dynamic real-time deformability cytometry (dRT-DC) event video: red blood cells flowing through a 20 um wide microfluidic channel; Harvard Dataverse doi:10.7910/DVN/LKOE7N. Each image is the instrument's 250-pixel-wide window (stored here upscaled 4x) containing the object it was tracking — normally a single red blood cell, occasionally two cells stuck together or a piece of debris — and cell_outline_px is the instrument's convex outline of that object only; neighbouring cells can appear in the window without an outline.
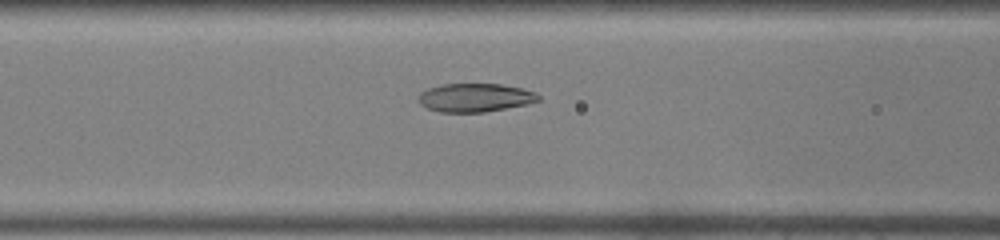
{"species": "common noctule bat (a hibernating species)", "species_latin": "Nyctalus noctula", "temperature_condition": "warm", "stored_images_in_passage": 36, "camera_frame_rate_fps": 3000, "um_per_image_px": 0.085, "animal": {"sex": "male", "body_mass_g": 19.0, "forearm_length_mm": 50.8}, "frame": {"image": 1, "passage_image": 10, "time_ms": 3.0, "image_size_px": [1000, 240], "cell_outline_px": [[540, 100], [528, 104], [484, 112], [440, 112], [428, 108], [420, 104], [416, 96], [420, 92], [428, 88], [444, 84], [500, 84], [520, 88], [536, 92], [540, 96]], "centroid_in_image_um": [40.36, 8.3], "position_along_channel_um": 126.2, "area_um2": 19.94}}
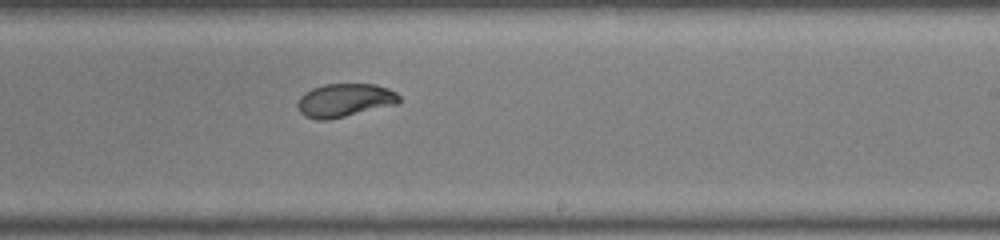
{"frame": {"image": 2, "passage_image": 19, "time_ms": 6.0, "image_size_px": [1000, 240], "cell_outline_px": [[400, 104], [328, 120], [316, 120], [304, 116], [300, 112], [296, 104], [300, 96], [304, 92], [312, 88], [324, 84], [376, 84], [388, 88], [396, 92], [400, 96]], "centroid_in_image_um": [29.31, 8.53], "position_along_channel_um": 259.7, "area_um2": 20.11}}
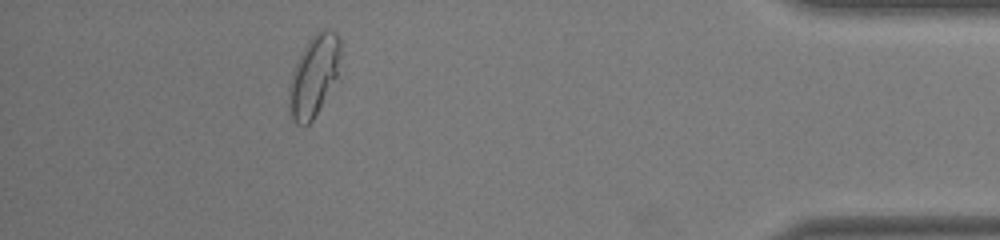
{"frame": {"image": 3, "passage_image": 32, "time_ms": 10.333, "image_size_px": [1000, 240], "cell_outline_px": [[340, 56], [336, 76], [312, 120], [304, 128], [296, 124], [288, 116], [288, 88], [292, 72], [308, 40], [316, 32], [324, 28], [328, 28], [336, 32], [340, 40]], "centroid_in_image_um": [26.63, 6.46], "position_along_channel_um": 408.6, "area_um2": 24.1}}